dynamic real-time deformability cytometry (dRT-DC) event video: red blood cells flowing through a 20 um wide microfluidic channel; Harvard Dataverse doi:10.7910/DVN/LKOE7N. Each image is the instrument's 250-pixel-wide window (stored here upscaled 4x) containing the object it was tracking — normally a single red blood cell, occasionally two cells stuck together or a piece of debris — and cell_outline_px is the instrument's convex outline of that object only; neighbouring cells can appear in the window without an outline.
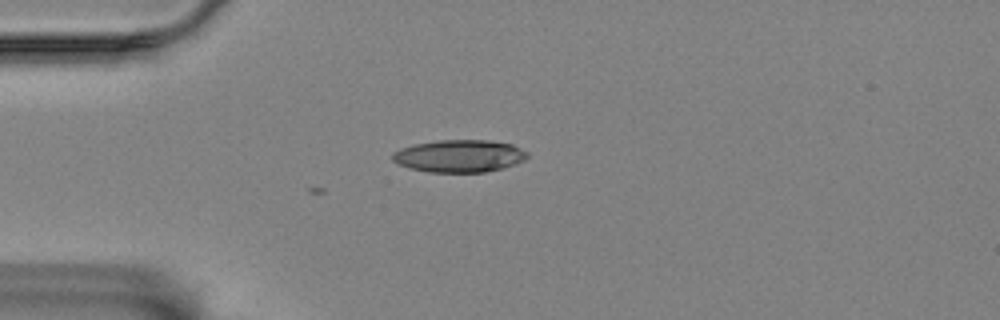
{"species": "Egyptian fruit bat (a non-hibernating species)", "species_latin": "Rousettus aegyptiacus", "temperature_condition": "room temperature", "stored_images_in_passage": 5, "camera_frame_rate_fps": 3000, "um_per_image_px": 0.085, "animal": {"sex": "female"}, "frame": {"image": 1, "passage_image": 1, "time_ms": 0.0, "image_size_px": [1000, 320], "cell_outline_px": [[528, 156], [524, 160], [516, 164], [484, 172], [428, 172], [408, 168], [392, 160], [392, 152], [400, 148], [412, 144], [436, 140], [488, 140], [512, 144], [528, 152]], "centroid_in_image_um": [39.01, 13.25], "position_along_channel_um": 46.0, "area_um2": 25.61}}